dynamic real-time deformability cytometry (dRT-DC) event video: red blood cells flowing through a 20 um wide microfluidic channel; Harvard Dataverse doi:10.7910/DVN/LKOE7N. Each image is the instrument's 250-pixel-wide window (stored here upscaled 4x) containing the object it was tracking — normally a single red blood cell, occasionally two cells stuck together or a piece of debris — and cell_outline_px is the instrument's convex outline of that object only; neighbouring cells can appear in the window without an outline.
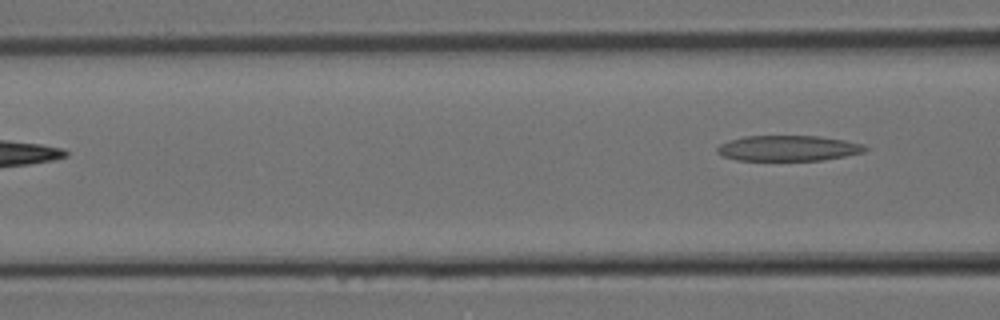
{"species": "Egyptian fruit bat (a non-hibernating species)", "species_latin": "Rousettus aegyptiacus", "temperature_condition": "room temperature", "stored_images_in_passage": 9, "segment_of_instrument_passage": [2, 2], "camera_frame_rate_fps": 3000, "um_per_image_px": 0.085, "animal": {"sex": "female"}, "frame": {"image": 1, "passage_image": 9, "time_ms": 2.667, "image_size_px": [1000, 320], "cell_outline_px": [[868, 148], [864, 152], [844, 156], [820, 160], [736, 160], [724, 156], [716, 152], [716, 148], [720, 144], [728, 140], [744, 136], [820, 136], [844, 140], [864, 144]], "centroid_in_image_um": [66.98, 12.59], "position_along_channel_um": 99.6, "area_um2": 21.96}}